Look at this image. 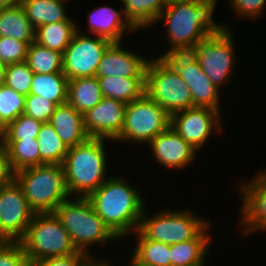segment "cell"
Segmentation results:
<instances>
[{
    "mask_svg": "<svg viewBox=\"0 0 266 266\" xmlns=\"http://www.w3.org/2000/svg\"><path fill=\"white\" fill-rule=\"evenodd\" d=\"M14 180L34 213H54L69 199L63 166L44 164L14 172Z\"/></svg>",
    "mask_w": 266,
    "mask_h": 266,
    "instance_id": "4",
    "label": "cell"
},
{
    "mask_svg": "<svg viewBox=\"0 0 266 266\" xmlns=\"http://www.w3.org/2000/svg\"><path fill=\"white\" fill-rule=\"evenodd\" d=\"M121 42H113L104 52L96 77L145 78L149 59L122 48Z\"/></svg>",
    "mask_w": 266,
    "mask_h": 266,
    "instance_id": "18",
    "label": "cell"
},
{
    "mask_svg": "<svg viewBox=\"0 0 266 266\" xmlns=\"http://www.w3.org/2000/svg\"><path fill=\"white\" fill-rule=\"evenodd\" d=\"M103 97L100 83L96 76L68 81L67 103L81 114H85L95 107Z\"/></svg>",
    "mask_w": 266,
    "mask_h": 266,
    "instance_id": "22",
    "label": "cell"
},
{
    "mask_svg": "<svg viewBox=\"0 0 266 266\" xmlns=\"http://www.w3.org/2000/svg\"><path fill=\"white\" fill-rule=\"evenodd\" d=\"M149 144L154 160L167 168L183 169L197 156V150L171 126L153 138Z\"/></svg>",
    "mask_w": 266,
    "mask_h": 266,
    "instance_id": "17",
    "label": "cell"
},
{
    "mask_svg": "<svg viewBox=\"0 0 266 266\" xmlns=\"http://www.w3.org/2000/svg\"><path fill=\"white\" fill-rule=\"evenodd\" d=\"M67 0H22L26 17L36 29L41 25L59 21H73L65 12Z\"/></svg>",
    "mask_w": 266,
    "mask_h": 266,
    "instance_id": "24",
    "label": "cell"
},
{
    "mask_svg": "<svg viewBox=\"0 0 266 266\" xmlns=\"http://www.w3.org/2000/svg\"><path fill=\"white\" fill-rule=\"evenodd\" d=\"M48 123L68 148L89 138L84 128L83 114L69 103L57 105Z\"/></svg>",
    "mask_w": 266,
    "mask_h": 266,
    "instance_id": "19",
    "label": "cell"
},
{
    "mask_svg": "<svg viewBox=\"0 0 266 266\" xmlns=\"http://www.w3.org/2000/svg\"><path fill=\"white\" fill-rule=\"evenodd\" d=\"M164 58L188 85L193 98V107H208L221 111L220 92L203 72L197 57L191 51L174 52Z\"/></svg>",
    "mask_w": 266,
    "mask_h": 266,
    "instance_id": "13",
    "label": "cell"
},
{
    "mask_svg": "<svg viewBox=\"0 0 266 266\" xmlns=\"http://www.w3.org/2000/svg\"><path fill=\"white\" fill-rule=\"evenodd\" d=\"M28 46L11 37H0V61L5 65L24 62Z\"/></svg>",
    "mask_w": 266,
    "mask_h": 266,
    "instance_id": "37",
    "label": "cell"
},
{
    "mask_svg": "<svg viewBox=\"0 0 266 266\" xmlns=\"http://www.w3.org/2000/svg\"><path fill=\"white\" fill-rule=\"evenodd\" d=\"M42 122L21 114L0 131V140L36 139Z\"/></svg>",
    "mask_w": 266,
    "mask_h": 266,
    "instance_id": "34",
    "label": "cell"
},
{
    "mask_svg": "<svg viewBox=\"0 0 266 266\" xmlns=\"http://www.w3.org/2000/svg\"><path fill=\"white\" fill-rule=\"evenodd\" d=\"M186 1H192V0H163L165 6L176 2H186Z\"/></svg>",
    "mask_w": 266,
    "mask_h": 266,
    "instance_id": "45",
    "label": "cell"
},
{
    "mask_svg": "<svg viewBox=\"0 0 266 266\" xmlns=\"http://www.w3.org/2000/svg\"><path fill=\"white\" fill-rule=\"evenodd\" d=\"M95 257L79 251L67 256L49 257L34 263L36 266H86Z\"/></svg>",
    "mask_w": 266,
    "mask_h": 266,
    "instance_id": "39",
    "label": "cell"
},
{
    "mask_svg": "<svg viewBox=\"0 0 266 266\" xmlns=\"http://www.w3.org/2000/svg\"><path fill=\"white\" fill-rule=\"evenodd\" d=\"M7 151L13 172L40 165V151L37 139L0 140Z\"/></svg>",
    "mask_w": 266,
    "mask_h": 266,
    "instance_id": "29",
    "label": "cell"
},
{
    "mask_svg": "<svg viewBox=\"0 0 266 266\" xmlns=\"http://www.w3.org/2000/svg\"><path fill=\"white\" fill-rule=\"evenodd\" d=\"M125 109V103L103 97L95 107L83 114L87 135L116 141L124 124Z\"/></svg>",
    "mask_w": 266,
    "mask_h": 266,
    "instance_id": "15",
    "label": "cell"
},
{
    "mask_svg": "<svg viewBox=\"0 0 266 266\" xmlns=\"http://www.w3.org/2000/svg\"><path fill=\"white\" fill-rule=\"evenodd\" d=\"M19 242L28 263L32 264L45 258L79 252L55 213H35Z\"/></svg>",
    "mask_w": 266,
    "mask_h": 266,
    "instance_id": "6",
    "label": "cell"
},
{
    "mask_svg": "<svg viewBox=\"0 0 266 266\" xmlns=\"http://www.w3.org/2000/svg\"><path fill=\"white\" fill-rule=\"evenodd\" d=\"M26 266H36V265L32 263H27Z\"/></svg>",
    "mask_w": 266,
    "mask_h": 266,
    "instance_id": "46",
    "label": "cell"
},
{
    "mask_svg": "<svg viewBox=\"0 0 266 266\" xmlns=\"http://www.w3.org/2000/svg\"><path fill=\"white\" fill-rule=\"evenodd\" d=\"M100 262V263H99ZM86 266H109L108 262L104 263L102 261H95L92 259Z\"/></svg>",
    "mask_w": 266,
    "mask_h": 266,
    "instance_id": "44",
    "label": "cell"
},
{
    "mask_svg": "<svg viewBox=\"0 0 266 266\" xmlns=\"http://www.w3.org/2000/svg\"><path fill=\"white\" fill-rule=\"evenodd\" d=\"M225 27L222 25L213 34L199 40L191 51L197 57L203 72L218 90L230 79L236 58L234 37Z\"/></svg>",
    "mask_w": 266,
    "mask_h": 266,
    "instance_id": "9",
    "label": "cell"
},
{
    "mask_svg": "<svg viewBox=\"0 0 266 266\" xmlns=\"http://www.w3.org/2000/svg\"><path fill=\"white\" fill-rule=\"evenodd\" d=\"M68 79L63 72L34 73L30 93L54 102L56 105L67 103Z\"/></svg>",
    "mask_w": 266,
    "mask_h": 266,
    "instance_id": "26",
    "label": "cell"
},
{
    "mask_svg": "<svg viewBox=\"0 0 266 266\" xmlns=\"http://www.w3.org/2000/svg\"><path fill=\"white\" fill-rule=\"evenodd\" d=\"M134 234H137L138 243L130 261L133 265L171 266L169 245L146 239L138 230Z\"/></svg>",
    "mask_w": 266,
    "mask_h": 266,
    "instance_id": "27",
    "label": "cell"
},
{
    "mask_svg": "<svg viewBox=\"0 0 266 266\" xmlns=\"http://www.w3.org/2000/svg\"><path fill=\"white\" fill-rule=\"evenodd\" d=\"M79 29L63 53V73L68 80L94 77L106 49L113 43L97 36L92 39Z\"/></svg>",
    "mask_w": 266,
    "mask_h": 266,
    "instance_id": "11",
    "label": "cell"
},
{
    "mask_svg": "<svg viewBox=\"0 0 266 266\" xmlns=\"http://www.w3.org/2000/svg\"><path fill=\"white\" fill-rule=\"evenodd\" d=\"M216 0H192L166 5L158 19L166 22L170 48L159 56L192 51L195 44L213 34L221 25L212 19Z\"/></svg>",
    "mask_w": 266,
    "mask_h": 266,
    "instance_id": "1",
    "label": "cell"
},
{
    "mask_svg": "<svg viewBox=\"0 0 266 266\" xmlns=\"http://www.w3.org/2000/svg\"><path fill=\"white\" fill-rule=\"evenodd\" d=\"M27 263L20 242L0 241V266H26Z\"/></svg>",
    "mask_w": 266,
    "mask_h": 266,
    "instance_id": "38",
    "label": "cell"
},
{
    "mask_svg": "<svg viewBox=\"0 0 266 266\" xmlns=\"http://www.w3.org/2000/svg\"><path fill=\"white\" fill-rule=\"evenodd\" d=\"M14 179V172L10 168L6 149L0 141V188Z\"/></svg>",
    "mask_w": 266,
    "mask_h": 266,
    "instance_id": "41",
    "label": "cell"
},
{
    "mask_svg": "<svg viewBox=\"0 0 266 266\" xmlns=\"http://www.w3.org/2000/svg\"><path fill=\"white\" fill-rule=\"evenodd\" d=\"M209 223L195 238L169 245L171 266H204L208 253L210 236L207 235Z\"/></svg>",
    "mask_w": 266,
    "mask_h": 266,
    "instance_id": "21",
    "label": "cell"
},
{
    "mask_svg": "<svg viewBox=\"0 0 266 266\" xmlns=\"http://www.w3.org/2000/svg\"><path fill=\"white\" fill-rule=\"evenodd\" d=\"M88 16L89 32L112 42H122V37L126 35L124 32L137 30L123 12L121 13L110 6L97 7Z\"/></svg>",
    "mask_w": 266,
    "mask_h": 266,
    "instance_id": "20",
    "label": "cell"
},
{
    "mask_svg": "<svg viewBox=\"0 0 266 266\" xmlns=\"http://www.w3.org/2000/svg\"><path fill=\"white\" fill-rule=\"evenodd\" d=\"M145 94L170 116L193 107L188 85L165 58L149 60L145 73Z\"/></svg>",
    "mask_w": 266,
    "mask_h": 266,
    "instance_id": "7",
    "label": "cell"
},
{
    "mask_svg": "<svg viewBox=\"0 0 266 266\" xmlns=\"http://www.w3.org/2000/svg\"><path fill=\"white\" fill-rule=\"evenodd\" d=\"M104 97L125 104L139 99L145 94V78L97 77Z\"/></svg>",
    "mask_w": 266,
    "mask_h": 266,
    "instance_id": "25",
    "label": "cell"
},
{
    "mask_svg": "<svg viewBox=\"0 0 266 266\" xmlns=\"http://www.w3.org/2000/svg\"><path fill=\"white\" fill-rule=\"evenodd\" d=\"M230 6L239 17L256 19L263 14L266 0H230ZM239 14V15H238Z\"/></svg>",
    "mask_w": 266,
    "mask_h": 266,
    "instance_id": "40",
    "label": "cell"
},
{
    "mask_svg": "<svg viewBox=\"0 0 266 266\" xmlns=\"http://www.w3.org/2000/svg\"><path fill=\"white\" fill-rule=\"evenodd\" d=\"M34 72L24 61L6 67L5 84L15 92L29 95Z\"/></svg>",
    "mask_w": 266,
    "mask_h": 266,
    "instance_id": "35",
    "label": "cell"
},
{
    "mask_svg": "<svg viewBox=\"0 0 266 266\" xmlns=\"http://www.w3.org/2000/svg\"><path fill=\"white\" fill-rule=\"evenodd\" d=\"M119 178L108 177L97 190L86 197L118 238L138 230L145 209L139 190Z\"/></svg>",
    "mask_w": 266,
    "mask_h": 266,
    "instance_id": "2",
    "label": "cell"
},
{
    "mask_svg": "<svg viewBox=\"0 0 266 266\" xmlns=\"http://www.w3.org/2000/svg\"><path fill=\"white\" fill-rule=\"evenodd\" d=\"M56 104L43 97L29 94L25 97L24 114L32 117L42 123L49 122Z\"/></svg>",
    "mask_w": 266,
    "mask_h": 266,
    "instance_id": "36",
    "label": "cell"
},
{
    "mask_svg": "<svg viewBox=\"0 0 266 266\" xmlns=\"http://www.w3.org/2000/svg\"><path fill=\"white\" fill-rule=\"evenodd\" d=\"M121 2L124 5L122 11L125 17L138 30L159 22L157 19L165 8L163 0H121Z\"/></svg>",
    "mask_w": 266,
    "mask_h": 266,
    "instance_id": "30",
    "label": "cell"
},
{
    "mask_svg": "<svg viewBox=\"0 0 266 266\" xmlns=\"http://www.w3.org/2000/svg\"><path fill=\"white\" fill-rule=\"evenodd\" d=\"M25 62L34 73L63 72V53L32 42L27 49Z\"/></svg>",
    "mask_w": 266,
    "mask_h": 266,
    "instance_id": "32",
    "label": "cell"
},
{
    "mask_svg": "<svg viewBox=\"0 0 266 266\" xmlns=\"http://www.w3.org/2000/svg\"><path fill=\"white\" fill-rule=\"evenodd\" d=\"M25 97L6 84L0 86V131L24 113Z\"/></svg>",
    "mask_w": 266,
    "mask_h": 266,
    "instance_id": "33",
    "label": "cell"
},
{
    "mask_svg": "<svg viewBox=\"0 0 266 266\" xmlns=\"http://www.w3.org/2000/svg\"><path fill=\"white\" fill-rule=\"evenodd\" d=\"M74 21H59L41 25L35 29V42L48 49L64 53L77 26Z\"/></svg>",
    "mask_w": 266,
    "mask_h": 266,
    "instance_id": "28",
    "label": "cell"
},
{
    "mask_svg": "<svg viewBox=\"0 0 266 266\" xmlns=\"http://www.w3.org/2000/svg\"><path fill=\"white\" fill-rule=\"evenodd\" d=\"M0 37H11L30 45L35 40V28L21 5L0 8Z\"/></svg>",
    "mask_w": 266,
    "mask_h": 266,
    "instance_id": "23",
    "label": "cell"
},
{
    "mask_svg": "<svg viewBox=\"0 0 266 266\" xmlns=\"http://www.w3.org/2000/svg\"><path fill=\"white\" fill-rule=\"evenodd\" d=\"M170 126V115L144 94L126 104L124 124L119 140L148 144Z\"/></svg>",
    "mask_w": 266,
    "mask_h": 266,
    "instance_id": "10",
    "label": "cell"
},
{
    "mask_svg": "<svg viewBox=\"0 0 266 266\" xmlns=\"http://www.w3.org/2000/svg\"><path fill=\"white\" fill-rule=\"evenodd\" d=\"M219 112L208 107L188 108L170 116V126L187 143L199 150L207 143L214 129L218 132L222 130Z\"/></svg>",
    "mask_w": 266,
    "mask_h": 266,
    "instance_id": "14",
    "label": "cell"
},
{
    "mask_svg": "<svg viewBox=\"0 0 266 266\" xmlns=\"http://www.w3.org/2000/svg\"><path fill=\"white\" fill-rule=\"evenodd\" d=\"M76 198L75 201H63L54 213L70 235L76 249L91 256L87 249L93 244L119 238L104 223L86 197Z\"/></svg>",
    "mask_w": 266,
    "mask_h": 266,
    "instance_id": "5",
    "label": "cell"
},
{
    "mask_svg": "<svg viewBox=\"0 0 266 266\" xmlns=\"http://www.w3.org/2000/svg\"><path fill=\"white\" fill-rule=\"evenodd\" d=\"M34 215L14 179L0 188V241L19 242Z\"/></svg>",
    "mask_w": 266,
    "mask_h": 266,
    "instance_id": "12",
    "label": "cell"
},
{
    "mask_svg": "<svg viewBox=\"0 0 266 266\" xmlns=\"http://www.w3.org/2000/svg\"><path fill=\"white\" fill-rule=\"evenodd\" d=\"M22 0H0V8L21 5Z\"/></svg>",
    "mask_w": 266,
    "mask_h": 266,
    "instance_id": "42",
    "label": "cell"
},
{
    "mask_svg": "<svg viewBox=\"0 0 266 266\" xmlns=\"http://www.w3.org/2000/svg\"><path fill=\"white\" fill-rule=\"evenodd\" d=\"M254 177L249 182H240L244 236L255 230L266 229V171Z\"/></svg>",
    "mask_w": 266,
    "mask_h": 266,
    "instance_id": "16",
    "label": "cell"
},
{
    "mask_svg": "<svg viewBox=\"0 0 266 266\" xmlns=\"http://www.w3.org/2000/svg\"><path fill=\"white\" fill-rule=\"evenodd\" d=\"M145 214V215H144ZM145 210L138 231L146 238L167 245L195 238L209 223L189 210L163 211L146 217ZM197 216V217H196Z\"/></svg>",
    "mask_w": 266,
    "mask_h": 266,
    "instance_id": "8",
    "label": "cell"
},
{
    "mask_svg": "<svg viewBox=\"0 0 266 266\" xmlns=\"http://www.w3.org/2000/svg\"><path fill=\"white\" fill-rule=\"evenodd\" d=\"M105 140L89 137L68 149L62 166L70 196L87 197L108 179Z\"/></svg>",
    "mask_w": 266,
    "mask_h": 266,
    "instance_id": "3",
    "label": "cell"
},
{
    "mask_svg": "<svg viewBox=\"0 0 266 266\" xmlns=\"http://www.w3.org/2000/svg\"><path fill=\"white\" fill-rule=\"evenodd\" d=\"M36 139L39 144L40 165H62L69 148L63 143L48 122L42 123Z\"/></svg>",
    "mask_w": 266,
    "mask_h": 266,
    "instance_id": "31",
    "label": "cell"
},
{
    "mask_svg": "<svg viewBox=\"0 0 266 266\" xmlns=\"http://www.w3.org/2000/svg\"><path fill=\"white\" fill-rule=\"evenodd\" d=\"M6 67L7 65L0 61V86L5 84Z\"/></svg>",
    "mask_w": 266,
    "mask_h": 266,
    "instance_id": "43",
    "label": "cell"
}]
</instances>
